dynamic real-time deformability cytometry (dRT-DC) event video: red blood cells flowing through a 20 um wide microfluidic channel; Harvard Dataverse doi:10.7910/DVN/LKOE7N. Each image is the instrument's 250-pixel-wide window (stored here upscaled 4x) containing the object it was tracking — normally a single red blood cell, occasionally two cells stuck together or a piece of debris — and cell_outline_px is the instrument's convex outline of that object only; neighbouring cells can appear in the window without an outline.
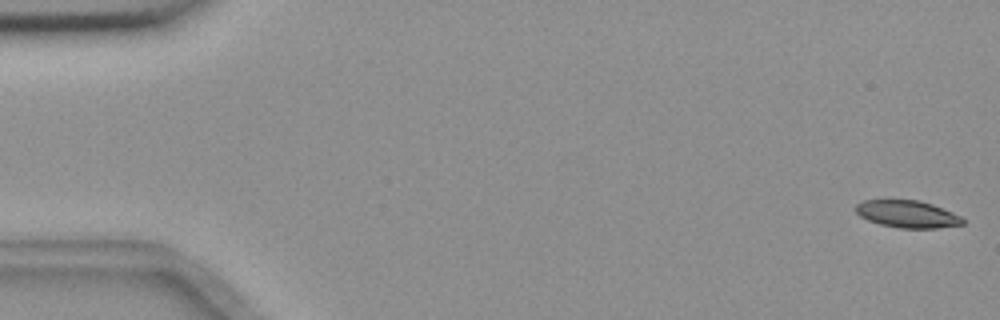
{"species": "common noctule bat (a hibernating species)", "species_latin": "Nyctalus noctula", "temperature_condition": "room temperature", "stored_images_in_passage": 57, "camera_frame_rate_fps": 3000, "um_per_image_px": 0.085, "animal": {"sex": "female", "body_mass_g": 18.4}, "frame": {"image": 1, "passage_image": 1, "time_ms": 0.0, "image_size_px": [1000, 320], "cell_outline_px": [[964, 224], [936, 228], [900, 228], [880, 224], [868, 220], [860, 216], [856, 212], [856, 204], [864, 200], [920, 200], [932, 204], [952, 212], [960, 216], [964, 220]], "centroid_in_image_um": [77.12, 18.19], "position_along_channel_um": 7.9, "area_um2": 16.88}}
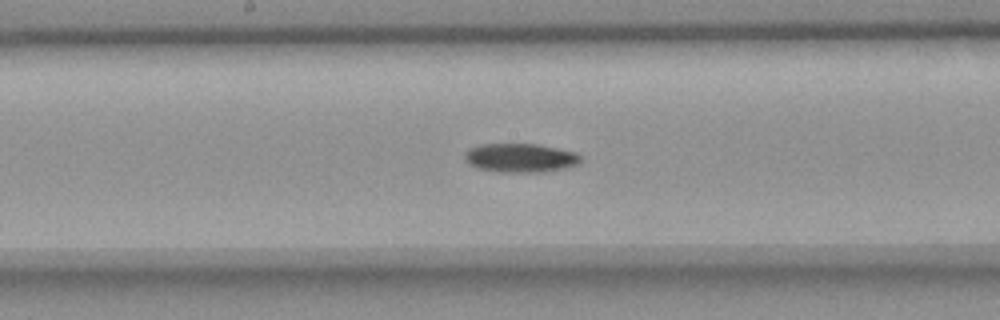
{"frame": {"image": 2, "passage_image": 29, "time_ms": 9.333, "image_size_px": [1000, 320], "cell_outline_px": [[580, 160], [576, 164], [568, 168], [544, 172], [496, 172], [476, 168], [468, 164], [464, 160], [464, 152], [480, 144], [536, 144], [576, 152], [580, 156]], "centroid_in_image_um": [44.19, 13.43], "position_along_channel_um": 204.0, "area_um2": 19.65}}
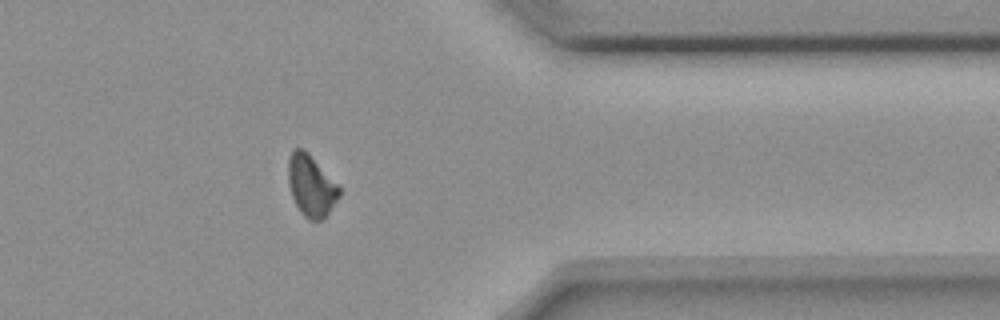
{"frame": {"image": 3, "passage_image": 45, "time_ms": 14.667, "image_size_px": [1000, 320], "cell_outline_px": [[340, 196], [328, 212], [320, 220], [308, 220], [300, 212], [292, 196], [288, 184], [288, 160], [292, 148], [300, 148], [308, 152], [340, 188]], "centroid_in_image_um": [26.41, 15.77], "position_along_channel_um": 385.0, "area_um2": 18.03}, "authors_computed_cell_mechanics": {"area_um2": 18.6694, "velocity_mm_per_s": 3.649, "shape_relaxation_time_tau1_ms": 9.9518, "shape_relaxation_time_tau2_ms": null, "deformation_change_tau1": 0.1688, "deformation_change_tau2": null}}